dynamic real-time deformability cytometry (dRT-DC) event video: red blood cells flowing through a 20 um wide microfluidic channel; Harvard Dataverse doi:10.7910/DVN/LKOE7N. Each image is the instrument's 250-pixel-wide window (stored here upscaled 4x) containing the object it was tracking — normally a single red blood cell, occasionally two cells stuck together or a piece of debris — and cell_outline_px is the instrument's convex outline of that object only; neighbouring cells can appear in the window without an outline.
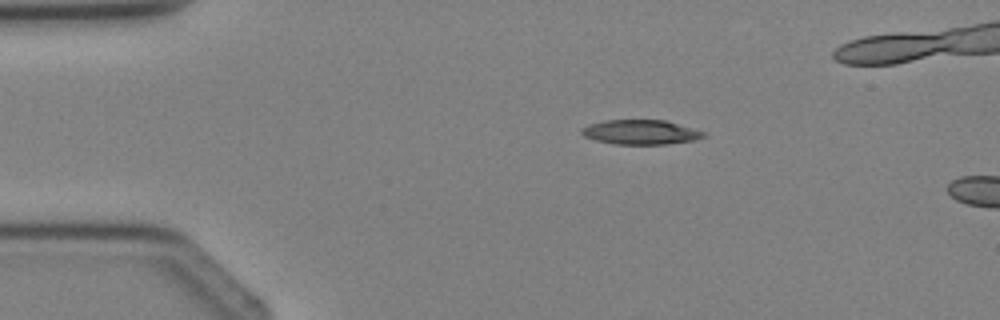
{"species": "Egyptian fruit bat (a non-hibernating species)", "species_latin": "Rousettus aegyptiacus", "temperature_condition": "cold", "stored_images_in_passage": 2, "camera_frame_rate_fps": 3000, "um_per_image_px": 0.085, "animal": {"sex": "female"}, "frame": {"image": 1, "passage_image": 1, "time_ms": 0.0, "image_size_px": [1000, 320], "cell_outline_px": [[708, 132], [704, 136], [692, 140], [664, 144], [616, 144], [596, 140], [584, 136], [580, 132], [580, 128], [588, 124], [604, 120], [664, 120]], "centroid_in_image_um": [54.42, 11.22], "position_along_channel_um": 30.6, "area_um2": 17.4}}